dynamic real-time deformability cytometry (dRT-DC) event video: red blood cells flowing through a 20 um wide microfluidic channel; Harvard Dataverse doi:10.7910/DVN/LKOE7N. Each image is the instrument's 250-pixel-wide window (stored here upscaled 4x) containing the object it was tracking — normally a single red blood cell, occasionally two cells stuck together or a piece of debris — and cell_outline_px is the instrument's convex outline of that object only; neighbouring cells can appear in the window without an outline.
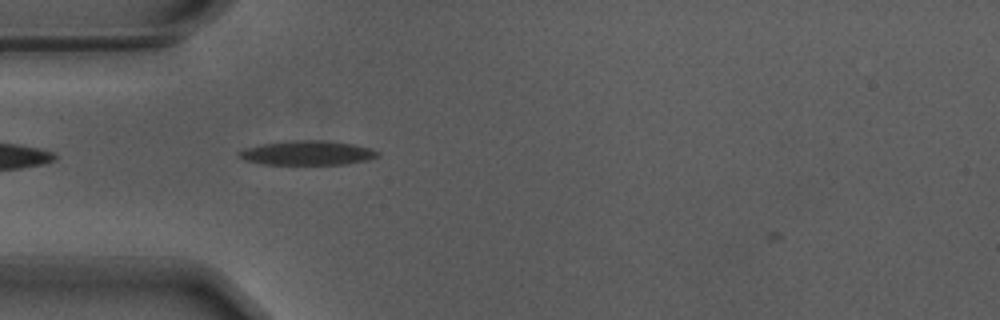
{"species": "Egyptian fruit bat (a non-hibernating species)", "species_latin": "Rousettus aegyptiacus", "temperature_condition": "warm", "stored_images_in_passage": 9, "camera_frame_rate_fps": 3000, "um_per_image_px": 0.085, "animal": {"sex": "male"}, "frame": {"image": 1, "passage_image": 8, "time_ms": 2.333, "image_size_px": [1000, 320], "cell_outline_px": [[380, 156], [368, 160], [344, 164], [264, 164], [244, 160], [236, 152], [244, 148], [260, 144], [304, 140], [320, 140], [352, 144], [368, 148], [380, 152]], "centroid_in_image_um": [26.12, 13.0], "position_along_channel_um": 58.9, "area_um2": 19.42}}